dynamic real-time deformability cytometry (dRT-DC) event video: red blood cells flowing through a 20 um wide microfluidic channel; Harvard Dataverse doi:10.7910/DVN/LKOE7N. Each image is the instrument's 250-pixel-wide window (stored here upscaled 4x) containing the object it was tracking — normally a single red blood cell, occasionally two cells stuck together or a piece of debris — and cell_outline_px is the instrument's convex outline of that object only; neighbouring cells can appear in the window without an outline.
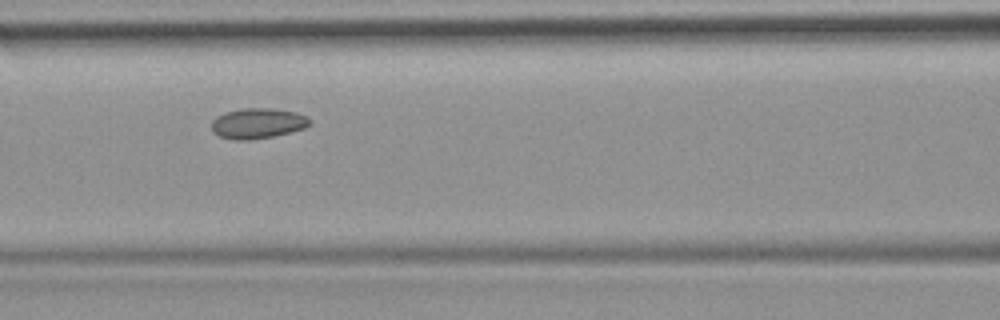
{"species": "common noctule bat (a hibernating species)", "species_latin": "Nyctalus noctula", "temperature_condition": "room temperature", "stored_images_in_passage": 7, "camera_frame_rate_fps": 3000, "um_per_image_px": 0.085, "animal": {"sex": "female", "body_mass_g": 19.9}, "frame": {"image": 1, "passage_image": 4, "time_ms": 4.333, "image_size_px": [1000, 320], "cell_outline_px": [[312, 120], [304, 128], [292, 132], [272, 136], [248, 140], [236, 140], [220, 136], [212, 132], [212, 120], [216, 116], [224, 112], [244, 108], [272, 108], [296, 112], [308, 116]], "centroid_in_image_um": [21.9, 10.47], "position_along_channel_um": 144.7, "area_um2": 17.46}}
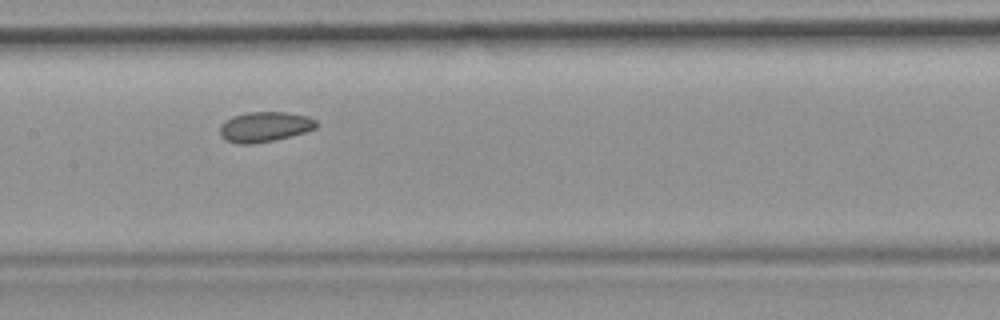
{"frame": {"image": 2, "passage_image": 5, "time_ms": 5.333, "image_size_px": [1000, 320], "cell_outline_px": [[320, 124], [316, 128], [304, 132], [272, 140], [252, 144], [236, 144], [224, 140], [220, 136], [220, 124], [232, 116], [248, 112], [284, 112], [308, 116], [316, 120]], "centroid_in_image_um": [22.47, 10.78], "position_along_channel_um": 184.9, "area_um2": 16.99}}